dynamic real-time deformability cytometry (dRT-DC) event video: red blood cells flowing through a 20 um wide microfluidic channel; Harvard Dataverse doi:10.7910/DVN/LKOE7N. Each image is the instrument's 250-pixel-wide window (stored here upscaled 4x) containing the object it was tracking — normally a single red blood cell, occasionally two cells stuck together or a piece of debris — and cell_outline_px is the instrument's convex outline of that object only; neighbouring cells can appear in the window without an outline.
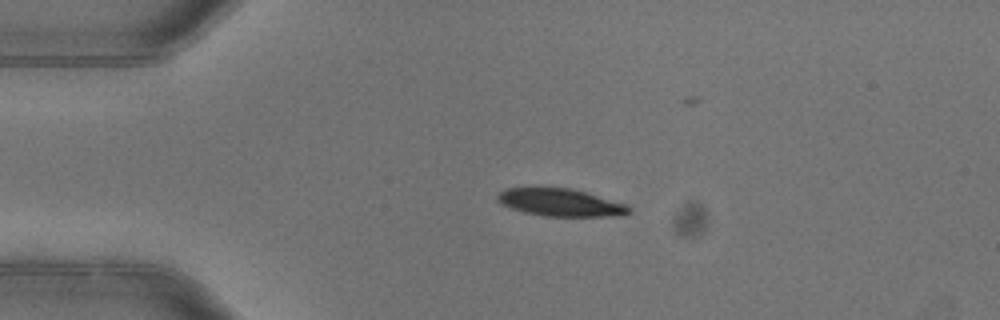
{"species": "common noctule bat (a hibernating species)", "species_latin": "Nyctalus noctula", "temperature_condition": "warm", "stored_images_in_passage": 4, "camera_frame_rate_fps": 3000, "um_per_image_px": 0.085, "animal": {"sex": "female"}, "frame": {"image": 1, "passage_image": 3, "time_ms": 0.667, "image_size_px": [1000, 320], "cell_outline_px": [[632, 208], [628, 212], [620, 216], [544, 216], [524, 212], [500, 204], [496, 200], [496, 196], [504, 188], [572, 188], [628, 204]], "centroid_in_image_um": [47.65, 17.21], "position_along_channel_um": 37.4, "area_um2": 21.15}}